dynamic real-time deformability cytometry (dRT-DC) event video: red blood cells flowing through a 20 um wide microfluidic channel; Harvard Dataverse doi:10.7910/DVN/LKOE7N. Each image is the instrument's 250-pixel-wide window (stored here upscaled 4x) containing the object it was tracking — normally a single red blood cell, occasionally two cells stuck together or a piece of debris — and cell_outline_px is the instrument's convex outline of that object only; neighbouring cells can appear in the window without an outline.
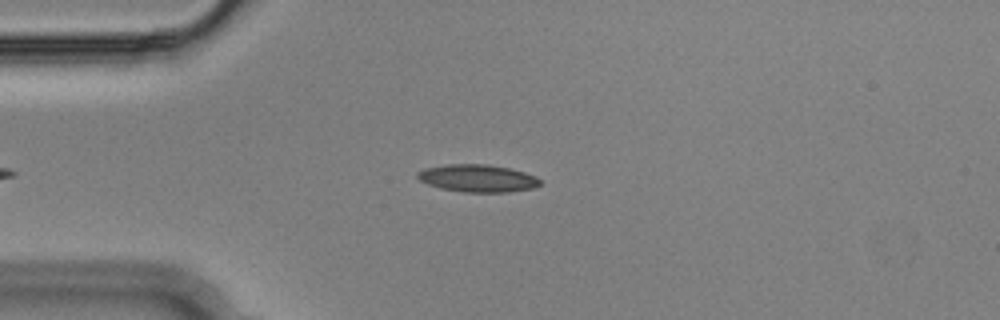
{"species": "Egyptian fruit bat (a non-hibernating species)", "species_latin": "Rousettus aegyptiacus", "temperature_condition": "cold", "stored_images_in_passage": 42, "camera_frame_rate_fps": 3000, "um_per_image_px": 0.085, "animal": {"sex": "male"}, "frame": {"image": 1, "passage_image": 5, "time_ms": 1.333, "image_size_px": [1000, 320], "cell_outline_px": [[540, 184], [532, 188], [508, 192], [464, 192], [440, 188], [428, 184], [420, 180], [416, 176], [416, 172], [424, 168], [448, 164], [484, 164], [508, 168], [524, 172], [536, 176], [540, 180]], "centroid_in_image_um": [40.56, 15.15], "position_along_channel_um": 44.4, "area_um2": 19.54}}
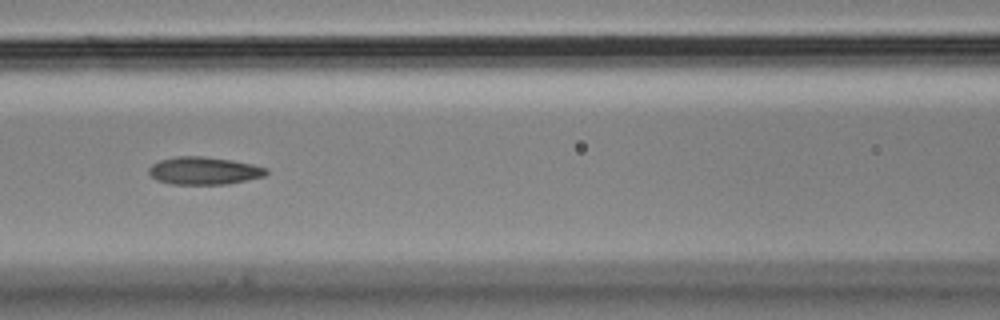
{"frame": {"image": 2, "passage_image": 15, "time_ms": 4.667, "image_size_px": [1000, 320], "cell_outline_px": [[268, 172], [264, 176], [228, 184], [172, 184], [156, 180], [148, 172], [148, 168], [152, 164], [160, 160], [176, 156], [204, 156], [232, 160], [252, 164], [268, 168]], "centroid_in_image_um": [17.33, 14.51], "position_along_channel_um": 149.3, "area_um2": 18.96}}
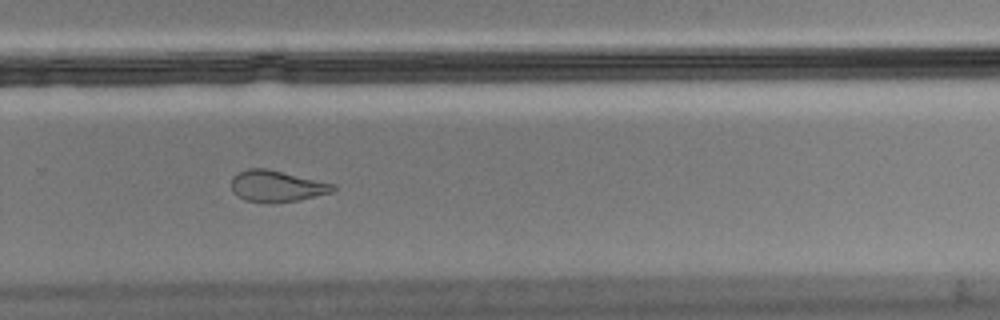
{"frame": {"image": 3, "passage_image": 28, "time_ms": 9.0, "image_size_px": [1000, 320], "cell_outline_px": [[336, 188], [332, 192], [296, 200], [272, 204], [264, 204], [248, 200], [236, 196], [232, 192], [232, 176], [236, 172], [248, 168], [268, 168], [336, 184]], "centroid_in_image_um": [23.49, 15.82], "position_along_channel_um": 306.3, "area_um2": 18.9}, "authors_computed_cell_mechanics": {"area_um2": 18.9584, "velocity_mm_per_s": 3.6341, "shape_relaxation_time_tau1_ms": 10.5981, "shape_relaxation_time_tau2_ms": 2.727, "deformation_change_tau1": 0.2801, "deformation_change_tau2": 0.1029}}